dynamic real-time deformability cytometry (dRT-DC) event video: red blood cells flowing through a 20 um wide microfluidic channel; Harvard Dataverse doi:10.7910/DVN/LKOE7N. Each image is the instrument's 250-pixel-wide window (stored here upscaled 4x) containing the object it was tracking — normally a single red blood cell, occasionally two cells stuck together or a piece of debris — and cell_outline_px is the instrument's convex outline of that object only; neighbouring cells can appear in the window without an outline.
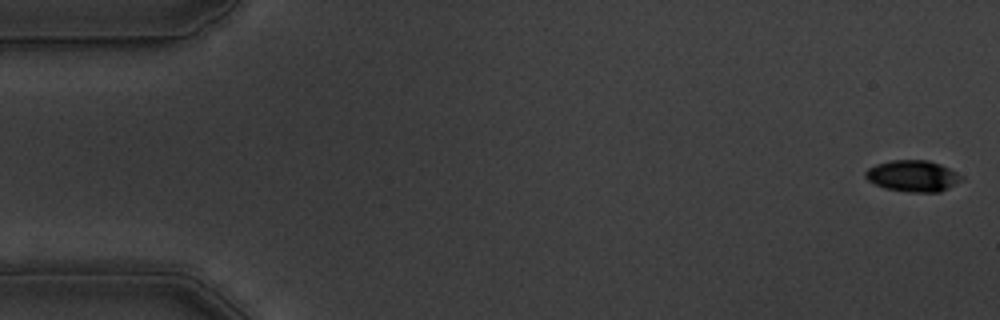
{"species": "common noctule bat (a hibernating species)", "species_latin": "Nyctalus noctula", "temperature_condition": "warm", "stored_images_in_passage": 56, "camera_frame_rate_fps": 3000, "um_per_image_px": 0.085, "animal": {"sex": "male", "body_mass_g": 19.5, "forearm_length_mm": 54.6}, "frame": {"image": 1, "passage_image": 1, "time_ms": 0.0, "image_size_px": [1000, 320], "cell_outline_px": [[964, 180], [940, 192], [908, 192], [884, 188], [868, 180], [864, 176], [864, 172], [868, 168], [876, 164], [892, 160], [928, 160], [940, 164], [964, 176]], "centroid_in_image_um": [77.6, 14.96], "position_along_channel_um": 7.4, "area_um2": 17.63}}
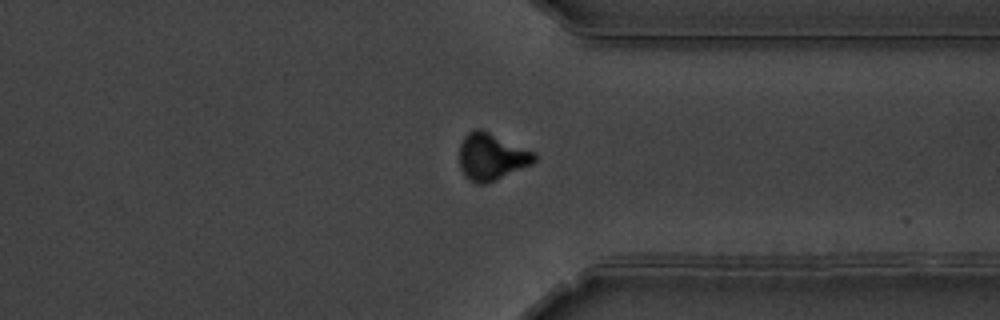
{"frame": {"image": 2, "passage_image": 43, "time_ms": 14.0, "image_size_px": [1000, 320], "cell_outline_px": [[536, 160], [532, 164], [488, 184], [476, 184], [468, 180], [464, 176], [460, 168], [460, 144], [464, 136], [468, 132], [476, 128], [480, 128], [536, 152]], "centroid_in_image_um": [41.78, 13.34], "position_along_channel_um": 369.6, "area_um2": 20.81}}
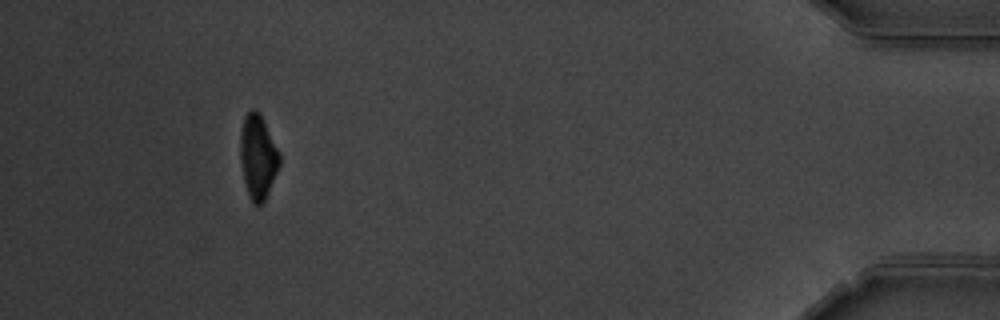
{"frame": {"image": 3, "passage_image": 52, "time_ms": 17.0, "image_size_px": [1000, 320], "cell_outline_px": [[280, 164], [268, 192], [264, 200], [260, 204], [256, 204], [248, 196], [244, 180], [240, 160], [240, 136], [244, 116], [252, 108], [260, 112], [280, 152]], "centroid_in_image_um": [21.92, 13.28], "position_along_channel_um": 413.3, "area_um2": 19.19}, "authors_computed_cell_mechanics": {"area_um2": 20.1722, "velocity_mm_per_s": 3.5773, "shape_relaxation_time_tau1_ms": 4.2096, "shape_relaxation_time_tau2_ms": 5.1372, "deformation_change_tau1": 0.1579, "deformation_change_tau2": 0.1022}}